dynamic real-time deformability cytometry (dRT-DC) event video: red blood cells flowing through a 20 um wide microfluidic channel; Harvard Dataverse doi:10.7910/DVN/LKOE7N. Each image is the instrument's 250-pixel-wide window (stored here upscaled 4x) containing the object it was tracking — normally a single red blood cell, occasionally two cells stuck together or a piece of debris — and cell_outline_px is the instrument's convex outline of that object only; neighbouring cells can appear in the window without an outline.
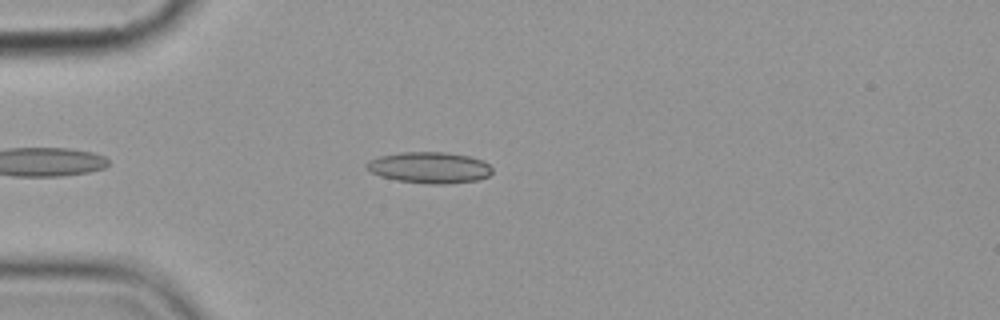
{"species": "common noctule bat (a hibernating species)", "species_latin": "Nyctalus noctula", "temperature_condition": "cold", "stored_images_in_passage": 2, "camera_frame_rate_fps": 3000, "um_per_image_px": 0.085, "animal": {"sex": "female", "body_mass_g": 19.9}, "frame": {"image": 1, "passage_image": 2, "time_ms": 1.333, "image_size_px": [1000, 320], "cell_outline_px": [[492, 172], [488, 176], [476, 180], [448, 184], [428, 184], [396, 180], [380, 176], [364, 168], [364, 164], [368, 160], [380, 156], [400, 152], [444, 152], [468, 156], [480, 160], [488, 164], [492, 168]], "centroid_in_image_um": [36.46, 14.25], "position_along_channel_um": 48.5, "area_um2": 22.89}}